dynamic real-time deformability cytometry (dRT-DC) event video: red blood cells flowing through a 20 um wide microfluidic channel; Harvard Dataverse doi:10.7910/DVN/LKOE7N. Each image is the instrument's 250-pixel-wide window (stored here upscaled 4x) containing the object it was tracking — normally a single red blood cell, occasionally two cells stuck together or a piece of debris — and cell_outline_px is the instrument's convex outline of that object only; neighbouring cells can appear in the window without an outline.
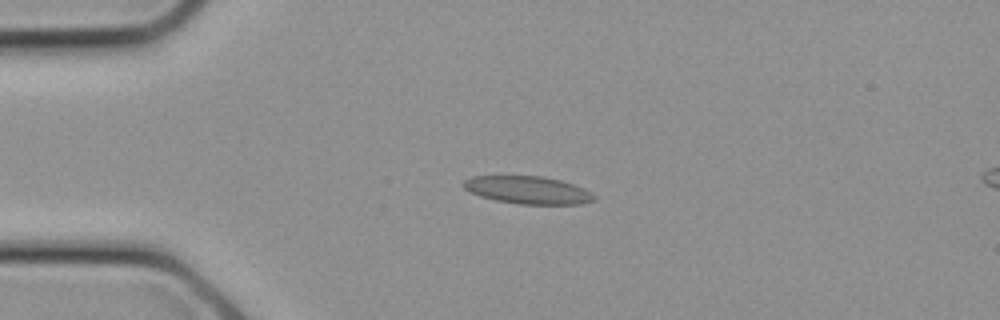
{"species": "common noctule bat (a hibernating species)", "species_latin": "Nyctalus noctula", "temperature_condition": "cold", "stored_images_in_passage": 8, "camera_frame_rate_fps": 3000, "um_per_image_px": 0.085, "animal": {"sex": "female", "body_mass_g": 21.9}, "frame": {"image": 1, "passage_image": 5, "time_ms": 1.333, "image_size_px": [1000, 320], "cell_outline_px": [[596, 200], [580, 204], [520, 204], [496, 200], [480, 196], [464, 188], [460, 184], [464, 180], [472, 176], [544, 176], [560, 180], [584, 188], [592, 192], [596, 196]], "centroid_in_image_um": [44.88, 16.15], "position_along_channel_um": 40.1, "area_um2": 21.1}}
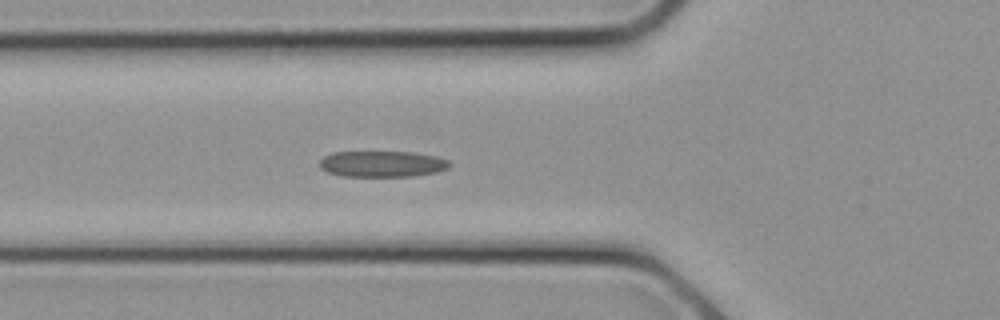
{"frame": {"image": 2, "passage_image": 8, "time_ms": 2.333, "image_size_px": [1000, 320], "cell_outline_px": [[452, 164], [448, 168], [436, 172], [412, 176], [344, 176], [328, 172], [320, 168], [320, 160], [324, 156], [332, 152], [412, 152], [436, 156], [448, 160]], "centroid_in_image_um": [32.49, 13.93], "position_along_channel_um": 93.3, "area_um2": 19.71}}